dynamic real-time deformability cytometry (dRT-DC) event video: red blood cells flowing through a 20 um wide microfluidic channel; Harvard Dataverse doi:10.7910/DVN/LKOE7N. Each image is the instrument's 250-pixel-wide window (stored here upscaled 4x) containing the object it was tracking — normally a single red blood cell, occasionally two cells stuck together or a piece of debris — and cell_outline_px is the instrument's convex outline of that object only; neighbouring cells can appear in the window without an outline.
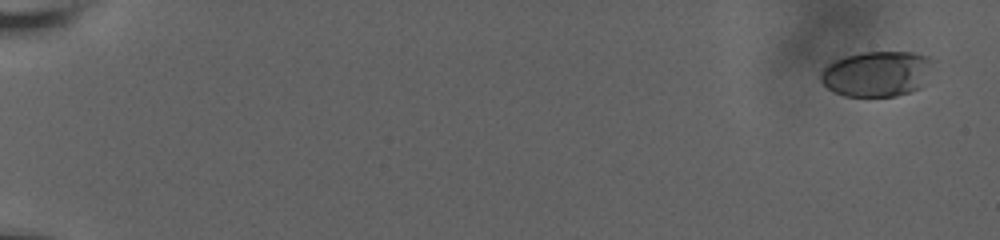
{"species": "human", "species_latin": "Homo sapiens", "temperature_condition": "room temperature", "stored_images_in_passage": 11, "camera_frame_rate_fps": 3000, "um_per_image_px": 0.085, "donor": {"sex": "male"}, "frame": {"image": 1, "passage_image": 1, "time_ms": 0.0, "image_size_px": [1000, 240], "cell_outline_px": [[936, 60], [920, 88], [896, 96], [844, 96], [828, 88], [820, 80], [820, 72], [828, 64], [836, 60], [860, 52], [912, 52], [928, 56]], "centroid_in_image_um": [74.56, 6.26], "position_along_channel_um": 10.4, "area_um2": 29.71}}
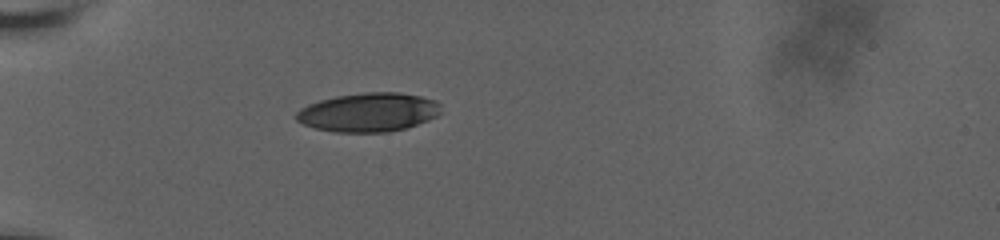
{"frame": {"image": 2, "passage_image": 7, "time_ms": 6.333, "image_size_px": [1000, 240], "cell_outline_px": [[440, 112], [436, 116], [428, 120], [404, 128], [388, 132], [336, 132], [316, 128], [304, 124], [296, 120], [296, 112], [300, 108], [308, 104], [320, 100], [336, 96], [364, 92], [400, 92], [420, 96], [436, 100], [440, 104]], "centroid_in_image_um": [31.32, 9.53], "position_along_channel_um": 53.7, "area_um2": 32.71}}
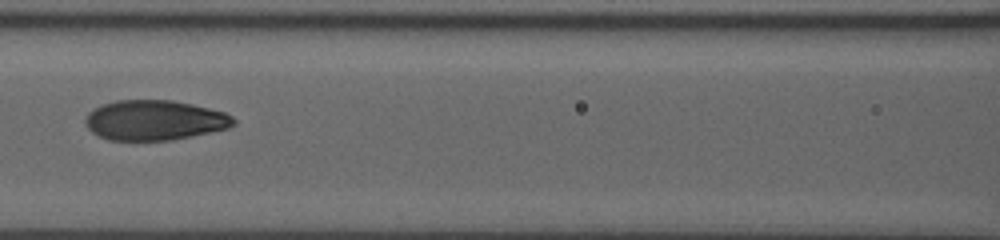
{"frame": {"image": 3, "passage_image": 10, "time_ms": 9.667, "image_size_px": [1000, 240], "cell_outline_px": [[236, 124], [228, 128], [192, 136], [172, 140], [108, 140], [92, 132], [84, 124], [84, 120], [88, 112], [104, 104], [116, 100], [172, 100], [192, 104], [224, 112], [232, 116], [236, 120]], "centroid_in_image_um": [13.14, 10.22], "position_along_channel_um": 153.5, "area_um2": 34.56}}